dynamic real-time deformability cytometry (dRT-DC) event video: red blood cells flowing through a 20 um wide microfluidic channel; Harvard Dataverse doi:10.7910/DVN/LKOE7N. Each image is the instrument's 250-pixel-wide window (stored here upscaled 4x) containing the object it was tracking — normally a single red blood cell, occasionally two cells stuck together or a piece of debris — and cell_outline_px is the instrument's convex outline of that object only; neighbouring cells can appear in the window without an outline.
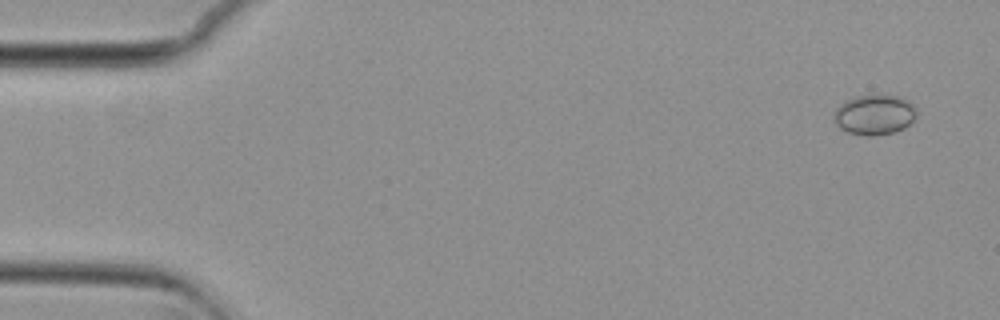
{"species": "common noctule bat (a hibernating species)", "species_latin": "Nyctalus noctula", "temperature_condition": "cold", "stored_images_in_passage": 55, "camera_frame_rate_fps": 3000, "um_per_image_px": 0.085, "animal": {"sex": "female", "body_mass_g": 29.2, "forearm_length_mm": 56.3}, "frame": {"image": 1, "passage_image": 3, "time_ms": 0.667, "image_size_px": [1000, 320], "cell_outline_px": [[916, 116], [904, 128], [892, 132], [872, 136], [868, 136], [848, 132], [840, 128], [836, 124], [836, 108], [844, 100], [856, 96], [900, 96], [908, 100], [916, 108]], "centroid_in_image_um": [74.34, 9.75], "position_along_channel_um": 10.7, "area_um2": 18.96}}
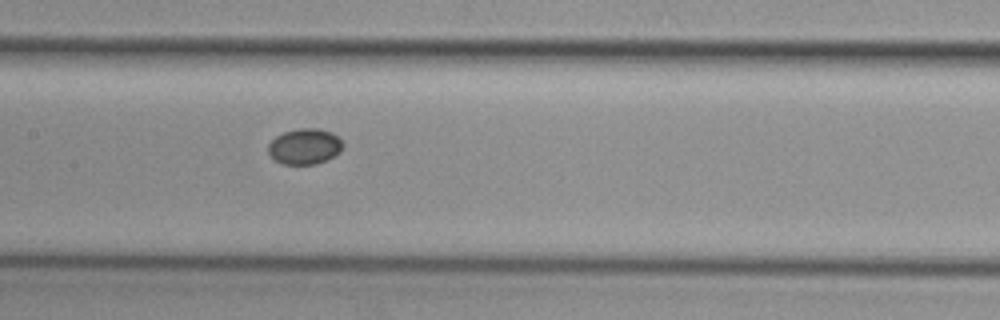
{"frame": {"image": 2, "passage_image": 27, "time_ms": 8.667, "image_size_px": [1000, 320], "cell_outline_px": [[344, 148], [340, 152], [316, 164], [284, 164], [276, 160], [268, 152], [268, 144], [276, 136], [284, 132], [300, 128], [320, 128], [332, 132], [344, 144]], "centroid_in_image_um": [25.91, 12.43], "position_along_channel_um": 181.5, "area_um2": 15.43}}
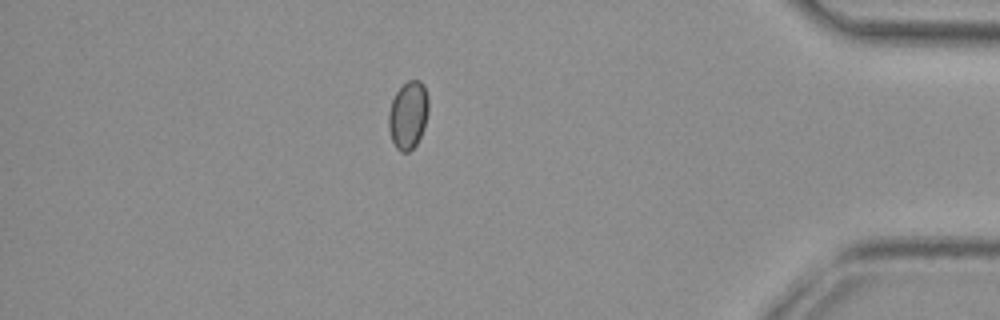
{"frame": {"image": 3, "passage_image": 48, "time_ms": 15.667, "image_size_px": [1000, 320], "cell_outline_px": [[428, 112], [424, 128], [416, 144], [408, 152], [400, 152], [396, 148], [392, 140], [388, 128], [388, 112], [392, 100], [396, 92], [408, 80], [420, 80], [424, 84], [428, 96]], "centroid_in_image_um": [34.69, 9.77], "position_along_channel_um": 400.5, "area_um2": 15.84}}